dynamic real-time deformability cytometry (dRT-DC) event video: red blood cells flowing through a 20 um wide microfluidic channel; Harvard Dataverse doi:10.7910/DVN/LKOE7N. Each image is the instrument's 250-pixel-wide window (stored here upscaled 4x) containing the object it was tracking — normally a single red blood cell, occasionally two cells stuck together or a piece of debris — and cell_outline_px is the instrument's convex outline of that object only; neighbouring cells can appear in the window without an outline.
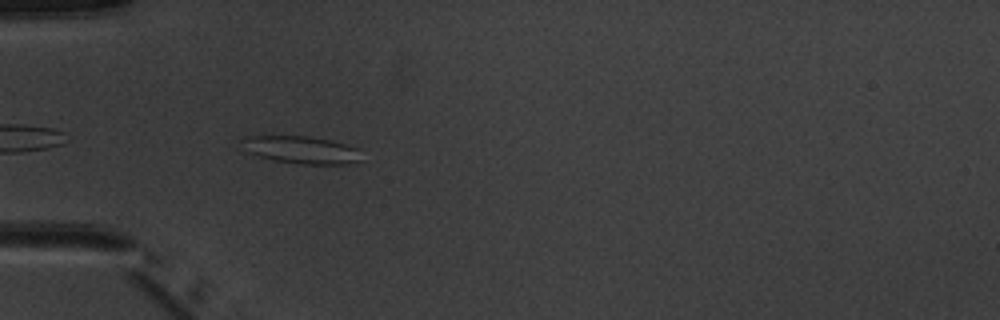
{"species": "common noctule bat (a hibernating species)", "species_latin": "Nyctalus noctula", "temperature_condition": "warm", "stored_images_in_passage": 5, "camera_frame_rate_fps": 3000, "um_per_image_px": 0.085, "animal": {"sex": "male", "body_mass_g": 20.1, "forearm_length_mm": 53.5}, "frame": {"image": 1, "passage_image": 5, "time_ms": 4.667, "image_size_px": [1000, 320], "cell_outline_px": [[360, 160], [348, 164], [300, 164], [272, 160], [248, 152], [244, 140], [244, 136], [312, 136], [332, 140], [356, 148]], "centroid_in_image_um": [25.63, 12.73], "position_along_channel_um": 59.4, "area_um2": 18.79}}